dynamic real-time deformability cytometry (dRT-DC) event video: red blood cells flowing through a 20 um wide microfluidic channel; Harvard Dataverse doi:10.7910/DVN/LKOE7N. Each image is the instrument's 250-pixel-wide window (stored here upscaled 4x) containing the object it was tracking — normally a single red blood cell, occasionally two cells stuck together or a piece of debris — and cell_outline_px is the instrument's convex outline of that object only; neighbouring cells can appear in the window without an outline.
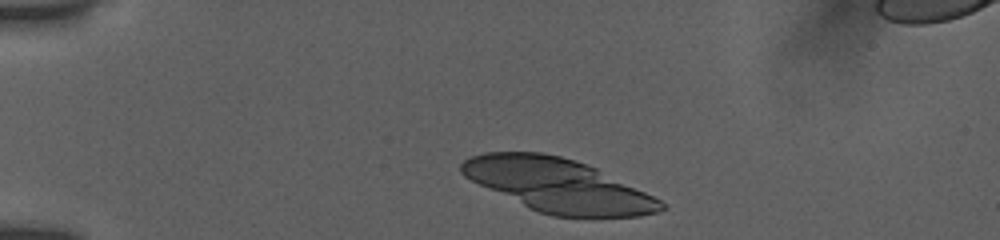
{"species": "human", "species_latin": "Homo sapiens", "temperature_condition": "room temperature", "stored_images_in_passage": 34, "segment_of_instrument_passage": [1, 2], "camera_frame_rate_fps": 3000, "um_per_image_px": 0.085, "donor": {"sex": "female"}, "frame": {"image": 1, "passage_image": 1, "time_ms": 0.0, "image_size_px": [1000, 240], "cell_outline_px": [[668, 208], [660, 212], [640, 216], [552, 216], [528, 208], [464, 176], [460, 172], [460, 164], [464, 160], [472, 156], [484, 152], [540, 152], [560, 156], [576, 160], [596, 168], [660, 200]], "centroid_in_image_um": [47.42, 15.75], "position_along_channel_um": 37.6, "area_um2": 61.21}}